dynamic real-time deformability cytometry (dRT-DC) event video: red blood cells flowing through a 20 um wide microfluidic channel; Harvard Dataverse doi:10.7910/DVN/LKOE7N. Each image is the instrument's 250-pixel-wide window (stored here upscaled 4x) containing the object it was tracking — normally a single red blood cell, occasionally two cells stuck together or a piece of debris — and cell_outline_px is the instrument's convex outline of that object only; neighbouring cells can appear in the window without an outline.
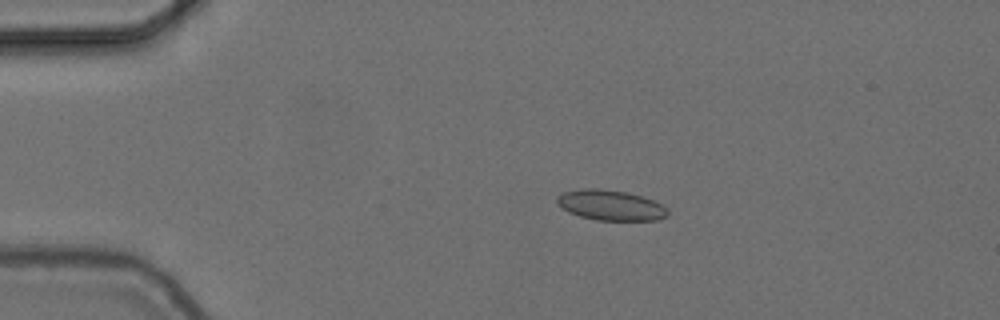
{"species": "common noctule bat (a hibernating species)", "species_latin": "Nyctalus noctula", "temperature_condition": "cold", "stored_images_in_passage": 55, "camera_frame_rate_fps": 3000, "um_per_image_px": 0.085, "animal": {"sex": "female", "body_mass_g": 24.6, "forearm_length_mm": 56.2}, "frame": {"image": 1, "passage_image": 11, "time_ms": 3.333, "image_size_px": [1000, 320], "cell_outline_px": [[668, 216], [656, 220], [596, 220], [580, 216], [568, 212], [556, 200], [556, 196], [564, 192], [580, 188], [600, 188], [628, 192], [664, 204], [668, 208]], "centroid_in_image_um": [51.93, 17.43], "position_along_channel_um": 33.1, "area_um2": 19.65}}
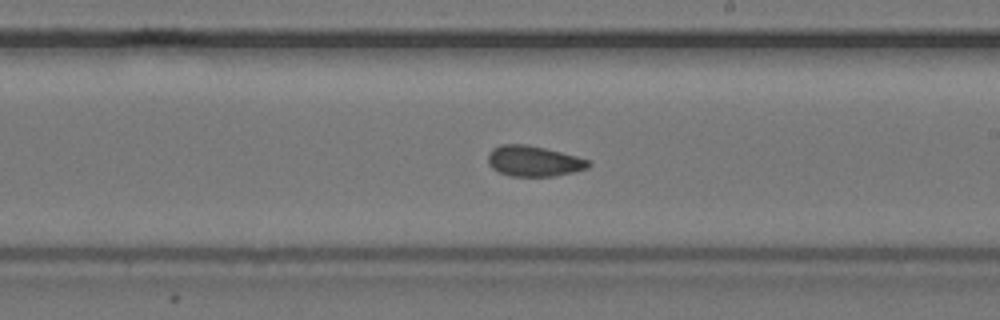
{"frame": {"image": 2, "passage_image": 32, "time_ms": 10.333, "image_size_px": [1000, 320], "cell_outline_px": [[592, 164], [588, 168], [572, 172], [552, 176], [512, 176], [500, 172], [492, 168], [488, 164], [488, 152], [492, 148], [500, 144], [524, 144], [544, 148], [576, 156], [588, 160]], "centroid_in_image_um": [45.33, 13.68], "position_along_channel_um": 243.7, "area_um2": 17.8}}
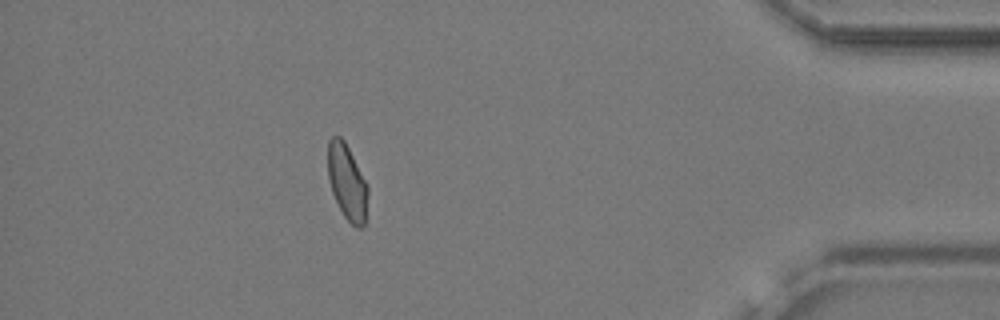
{"frame": {"image": 3, "passage_image": 49, "time_ms": 16.0, "image_size_px": [1000, 320], "cell_outline_px": [[368, 196], [364, 224], [360, 228], [356, 228], [344, 216], [332, 192], [328, 180], [328, 140], [332, 136], [340, 136], [344, 140], [368, 184]], "centroid_in_image_um": [29.5, 15.46], "position_along_channel_um": 405.7, "area_um2": 17.57}, "authors_computed_cell_mechanics": {"area_um2": 18.1492, "velocity_mm_per_s": 3.7098, "shape_relaxation_time_tau1_ms": null, "shape_relaxation_time_tau2_ms": 2.0168, "deformation_change_tau1": null, "deformation_change_tau2": 0.068}}